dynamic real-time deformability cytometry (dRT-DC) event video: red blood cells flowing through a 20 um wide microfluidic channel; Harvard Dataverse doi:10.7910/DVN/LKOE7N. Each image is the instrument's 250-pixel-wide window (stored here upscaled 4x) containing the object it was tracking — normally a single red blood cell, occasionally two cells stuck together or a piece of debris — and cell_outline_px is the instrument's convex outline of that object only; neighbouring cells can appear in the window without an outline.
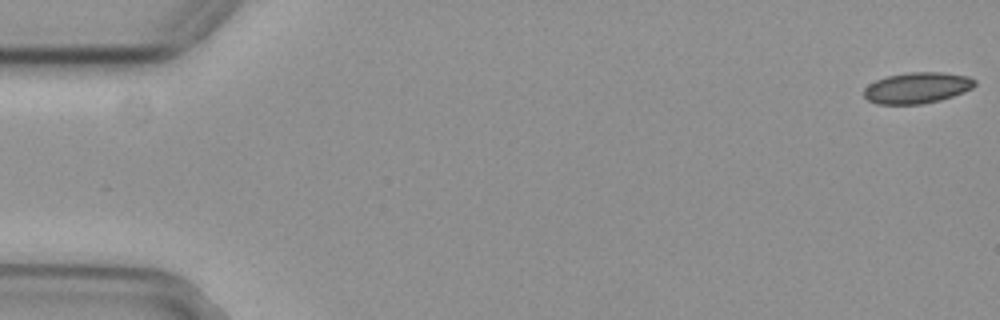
{"species": "common noctule bat (a hibernating species)", "species_latin": "Nyctalus noctula", "temperature_condition": "cold", "stored_images_in_passage": 56, "camera_frame_rate_fps": 3000, "um_per_image_px": 0.085, "animal": {"sex": "female", "body_mass_g": 29.2, "forearm_length_mm": 56.3}, "frame": {"image": 1, "passage_image": 1, "time_ms": 0.0, "image_size_px": [1000, 320], "cell_outline_px": [[976, 84], [972, 88], [964, 92], [940, 100], [920, 104], [876, 104], [868, 100], [864, 96], [864, 88], [868, 84], [876, 80], [888, 76], [908, 72], [944, 72], [968, 76], [976, 80]], "centroid_in_image_um": [77.96, 7.46], "position_along_channel_um": 7.0, "area_um2": 20.11}}
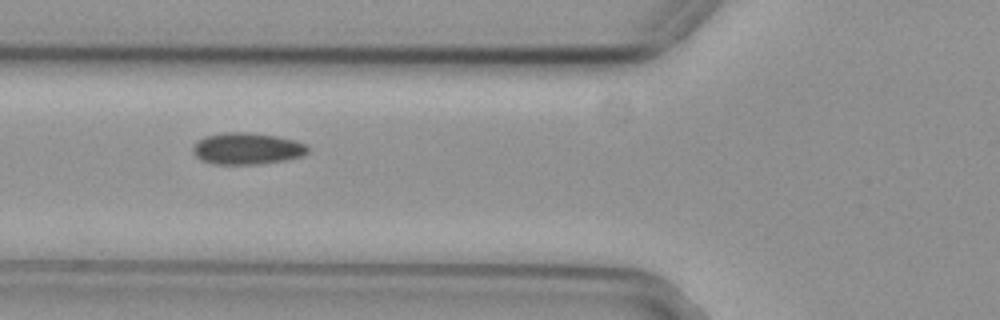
{"frame": {"image": 2, "passage_image": 21, "time_ms": 6.667, "image_size_px": [1000, 320], "cell_outline_px": [[308, 152], [300, 156], [284, 160], [256, 164], [212, 164], [200, 160], [192, 152], [192, 148], [204, 136], [224, 132], [244, 132], [276, 136], [296, 140], [304, 144], [308, 148]], "centroid_in_image_um": [20.96, 12.63], "position_along_channel_um": 104.8, "area_um2": 21.04}}
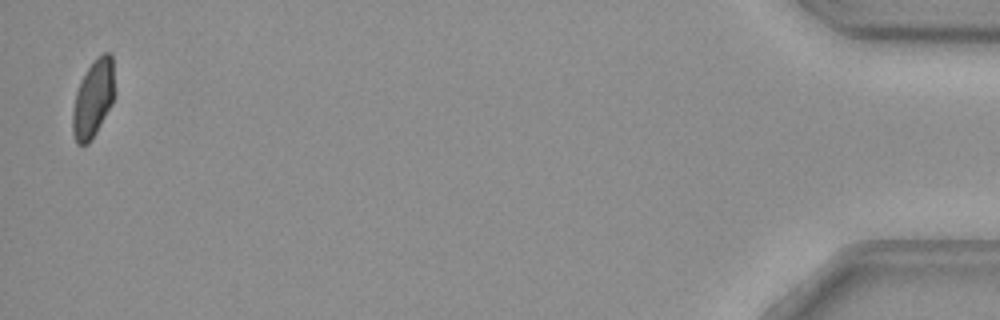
{"frame": {"image": 3, "passage_image": 55, "time_ms": 18.0, "image_size_px": [1000, 320], "cell_outline_px": [[112, 104], [96, 132], [88, 144], [76, 144], [72, 132], [72, 112], [76, 92], [88, 68], [96, 56], [104, 52], [108, 52], [112, 56]], "centroid_in_image_um": [7.88, 8.42], "position_along_channel_um": 427.3, "area_um2": 18.44}, "authors_computed_cell_mechanics": {"area_um2": 20.2589, "velocity_mm_per_s": 3.708, "shape_relaxation_time_tau1_ms": 6.5736, "shape_relaxation_time_tau2_ms": 9.4585, "deformation_change_tau1": 0.1081, "deformation_change_tau2": 0.0889}}